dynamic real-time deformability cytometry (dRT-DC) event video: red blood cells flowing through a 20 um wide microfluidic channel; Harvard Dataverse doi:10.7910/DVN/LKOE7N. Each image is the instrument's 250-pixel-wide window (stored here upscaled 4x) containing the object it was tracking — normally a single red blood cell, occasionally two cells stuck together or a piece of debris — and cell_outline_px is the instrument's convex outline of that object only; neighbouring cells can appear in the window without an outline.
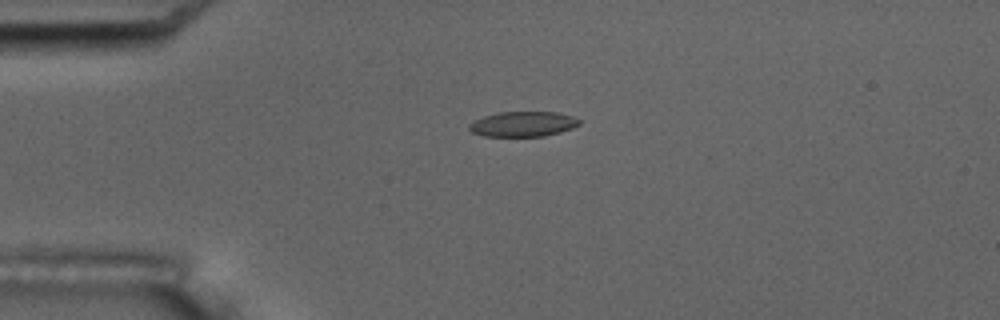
{"species": "common noctule bat (a hibernating species)", "species_latin": "Nyctalus noctula", "temperature_condition": "room temperature", "stored_images_in_passage": 7, "camera_frame_rate_fps": 3000, "um_per_image_px": 0.085, "animal": {"sex": "male", "body_mass_g": 17.5, "forearm_length_mm": 52.3}, "frame": {"image": 1, "passage_image": 5, "time_ms": 4.333, "image_size_px": [1000, 320], "cell_outline_px": [[580, 124], [572, 128], [560, 132], [544, 136], [484, 136], [472, 132], [468, 128], [468, 124], [484, 116], [496, 112], [556, 112], [572, 116], [580, 120]], "centroid_in_image_um": [44.45, 10.54], "position_along_channel_um": 40.6, "area_um2": 16.07}}